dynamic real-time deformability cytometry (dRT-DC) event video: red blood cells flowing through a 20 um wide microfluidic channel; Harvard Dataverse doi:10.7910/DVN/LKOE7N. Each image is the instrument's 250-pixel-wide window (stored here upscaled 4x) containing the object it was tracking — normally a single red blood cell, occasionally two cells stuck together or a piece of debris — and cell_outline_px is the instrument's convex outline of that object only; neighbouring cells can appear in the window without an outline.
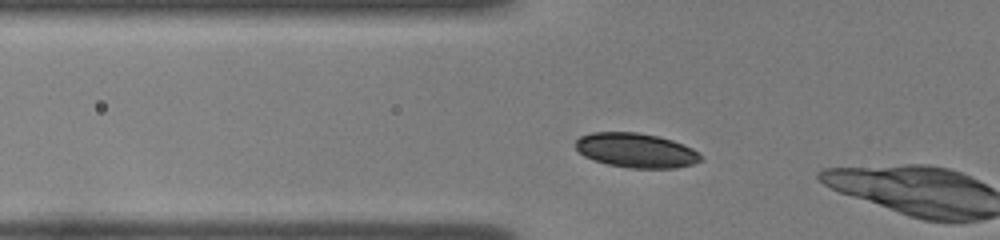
{"species": "common noctule bat (a hibernating species)", "species_latin": "Nyctalus noctula", "temperature_condition": "room temperature", "stored_images_in_passage": 9, "camera_frame_rate_fps": 3000, "um_per_image_px": 0.085, "animal": {"sex": "female", "body_mass_g": 22.0, "forearm_length_mm": 56.7}, "frame": {"image": 1, "passage_image": 7, "time_ms": 2.0, "image_size_px": [1000, 240], "cell_outline_px": [[704, 160], [692, 164], [676, 168], [628, 168], [608, 164], [584, 156], [576, 148], [576, 140], [580, 136], [592, 132], [636, 132], [656, 136], [672, 140], [692, 148]], "centroid_in_image_um": [54.06, 12.78], "position_along_channel_um": 71.7, "area_um2": 24.97}}